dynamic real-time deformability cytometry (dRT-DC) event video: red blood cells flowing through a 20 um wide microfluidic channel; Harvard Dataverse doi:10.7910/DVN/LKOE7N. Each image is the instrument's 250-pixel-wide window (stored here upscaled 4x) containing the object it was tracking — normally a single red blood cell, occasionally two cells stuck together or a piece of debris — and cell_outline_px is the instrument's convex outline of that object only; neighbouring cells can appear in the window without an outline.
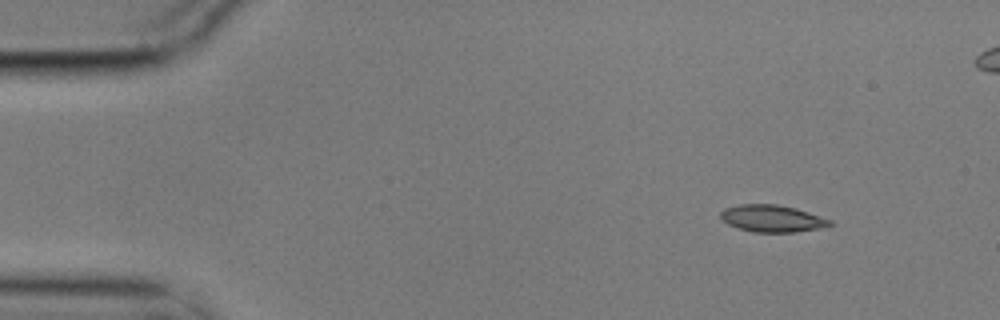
{"species": "common noctule bat (a hibernating species)", "species_latin": "Nyctalus noctula", "temperature_condition": "cold", "stored_images_in_passage": 6, "camera_frame_rate_fps": 3000, "um_per_image_px": 0.085, "animal": {"sex": "male", "body_mass_g": 17.9}, "frame": {"image": 1, "passage_image": 1, "time_ms": 0.0, "image_size_px": [1000, 320], "cell_outline_px": [[836, 224], [824, 228], [796, 232], [752, 232], [728, 224], [720, 220], [720, 212], [724, 208], [740, 204], [776, 204], [796, 208], [832, 220]], "centroid_in_image_um": [65.66, 18.57], "position_along_channel_um": 19.3, "area_um2": 17.46}}